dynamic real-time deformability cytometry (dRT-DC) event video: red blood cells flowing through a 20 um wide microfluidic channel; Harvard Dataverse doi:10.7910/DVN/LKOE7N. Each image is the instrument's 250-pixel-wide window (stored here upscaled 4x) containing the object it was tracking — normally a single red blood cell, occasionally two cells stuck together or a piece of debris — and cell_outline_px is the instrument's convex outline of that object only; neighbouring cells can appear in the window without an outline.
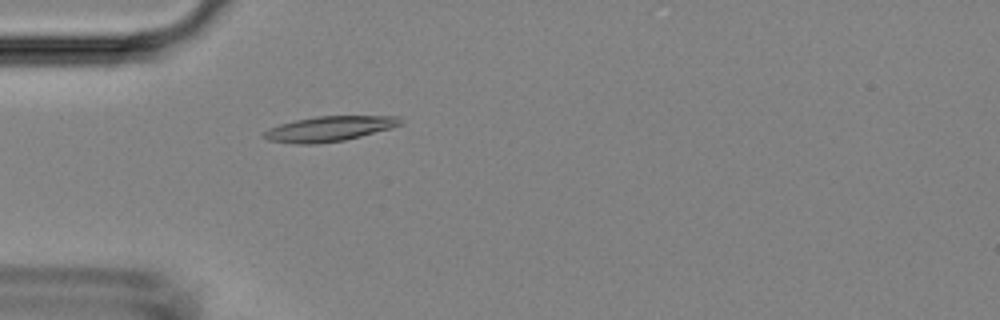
{"species": "Egyptian fruit bat (a non-hibernating species)", "species_latin": "Rousettus aegyptiacus", "temperature_condition": "room temperature", "stored_images_in_passage": 4, "camera_frame_rate_fps": 3000, "um_per_image_px": 0.085, "animal": {"sex": "female"}, "frame": {"image": 1, "passage_image": 4, "time_ms": 4.333, "image_size_px": [1000, 320], "cell_outline_px": [[404, 124], [392, 128], [344, 140], [316, 144], [292, 144], [268, 140], [260, 136], [268, 128], [280, 124], [296, 120], [316, 116], [400, 116], [404, 120]], "centroid_in_image_um": [27.99, 10.94], "position_along_channel_um": 57.0, "area_um2": 20.17}}